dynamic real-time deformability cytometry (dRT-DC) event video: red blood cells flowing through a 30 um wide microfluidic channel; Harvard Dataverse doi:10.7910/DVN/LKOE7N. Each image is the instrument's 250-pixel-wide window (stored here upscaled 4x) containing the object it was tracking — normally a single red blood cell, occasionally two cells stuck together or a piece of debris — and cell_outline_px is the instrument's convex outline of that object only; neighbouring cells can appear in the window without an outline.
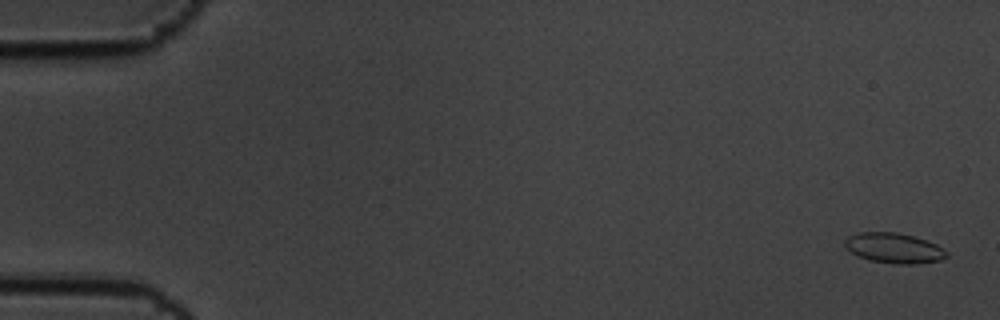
{"species": "common noctule bat (a hibernating species)", "species_latin": "Nyctalus noctula", "temperature_condition": "cold", "stored_images_in_passage": 5, "camera_frame_rate_fps": 3000, "um_per_image_px": 0.085, "animal": {"sex": "male", "body_mass_g": 19.5, "forearm_length_mm": 54.6}, "frame": {"image": 1, "passage_image": 1, "time_ms": 0.0, "image_size_px": [1000, 320], "cell_outline_px": [[948, 256], [940, 260], [916, 264], [892, 264], [868, 260], [852, 252], [844, 244], [844, 240], [848, 236], [860, 232], [896, 232], [912, 236], [936, 244], [948, 252]], "centroid_in_image_um": [75.99, 21.09], "position_along_channel_um": 9.0, "area_um2": 17.8}}